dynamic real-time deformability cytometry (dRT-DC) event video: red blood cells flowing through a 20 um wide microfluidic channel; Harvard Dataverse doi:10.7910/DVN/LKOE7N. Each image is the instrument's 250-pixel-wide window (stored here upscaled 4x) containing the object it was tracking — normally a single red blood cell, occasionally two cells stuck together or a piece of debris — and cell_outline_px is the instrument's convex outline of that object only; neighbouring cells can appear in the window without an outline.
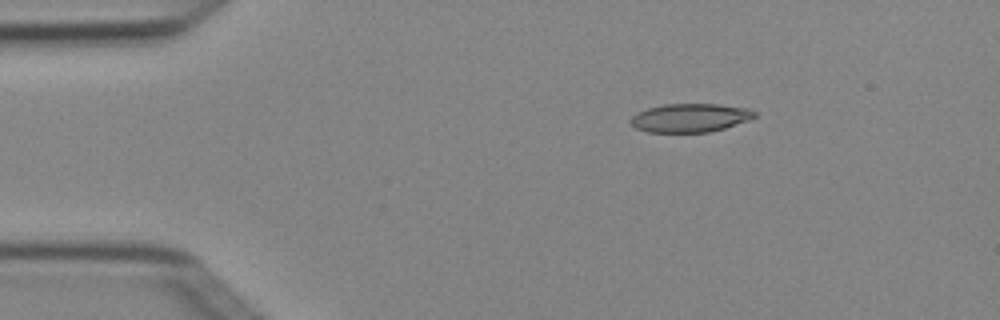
{"species": "Egyptian fruit bat (a non-hibernating species)", "species_latin": "Rousettus aegyptiacus", "temperature_condition": "cold", "stored_images_in_passage": 7, "camera_frame_rate_fps": 3000, "um_per_image_px": 0.085, "animal": {"sex": "female"}, "frame": {"image": 1, "passage_image": 2, "time_ms": 0.333, "image_size_px": [1000, 320], "cell_outline_px": [[756, 116], [752, 120], [724, 128], [708, 132], [648, 132], [636, 128], [628, 120], [636, 112], [648, 108], [664, 104], [720, 104], [748, 108], [756, 112]], "centroid_in_image_um": [58.68, 10.01], "position_along_channel_um": 26.3, "area_um2": 20.81}}
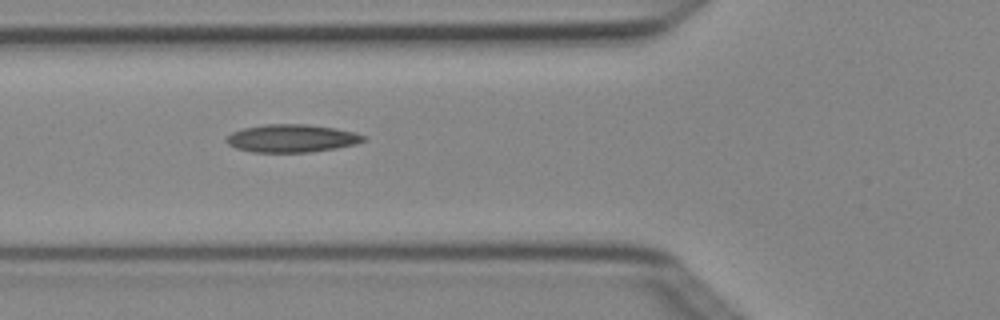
{"frame": {"image": 2, "passage_image": 5, "time_ms": 1.333, "image_size_px": [1000, 320], "cell_outline_px": [[368, 140], [356, 144], [336, 148], [312, 152], [252, 152], [236, 148], [228, 144], [224, 140], [232, 132], [244, 128], [264, 124], [308, 124], [336, 128], [356, 132], [364, 136]], "centroid_in_image_um": [24.82, 11.75], "position_along_channel_um": 101.0, "area_um2": 22.43}}
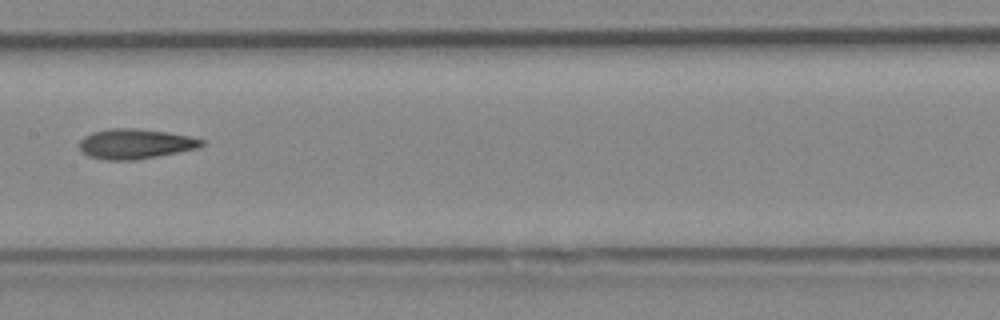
{"frame": {"image": 3, "passage_image": 7, "time_ms": 2.0, "image_size_px": [1000, 320], "cell_outline_px": [[204, 144], [200, 148], [136, 160], [104, 160], [88, 156], [80, 152], [80, 140], [84, 136], [92, 132], [112, 128], [136, 128], [164, 132], [188, 136], [204, 140]], "centroid_in_image_um": [11.47, 12.24], "position_along_channel_um": 195.9, "area_um2": 21.39}}